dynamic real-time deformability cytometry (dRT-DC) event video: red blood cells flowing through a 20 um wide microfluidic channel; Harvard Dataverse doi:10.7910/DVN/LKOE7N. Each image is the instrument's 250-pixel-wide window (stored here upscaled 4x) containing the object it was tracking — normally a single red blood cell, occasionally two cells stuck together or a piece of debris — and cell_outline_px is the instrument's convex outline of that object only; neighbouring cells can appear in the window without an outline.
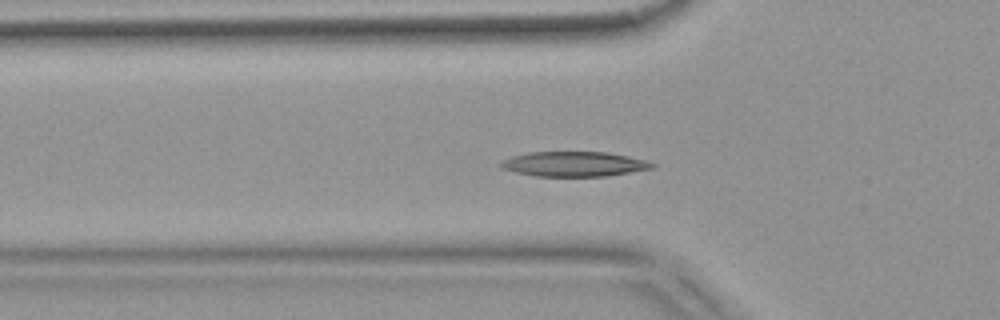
{"species": "common noctule bat (a hibernating species)", "species_latin": "Nyctalus noctula", "temperature_condition": "warm", "stored_images_in_passage": 42, "segment_of_instrument_passage": [1, 2], "camera_frame_rate_fps": 3000, "um_per_image_px": 0.085, "animal": {"sex": "female", "body_mass_g": 18.4}, "frame": {"image": 1, "passage_image": 5, "time_ms": 1.333, "image_size_px": [1000, 320], "cell_outline_px": [[656, 168], [604, 176], [536, 176], [516, 172], [500, 168], [500, 160], [512, 156], [528, 152], [608, 152], [648, 160], [656, 164]], "centroid_in_image_um": [48.81, 13.93], "position_along_channel_um": 77.0, "area_um2": 22.08}}
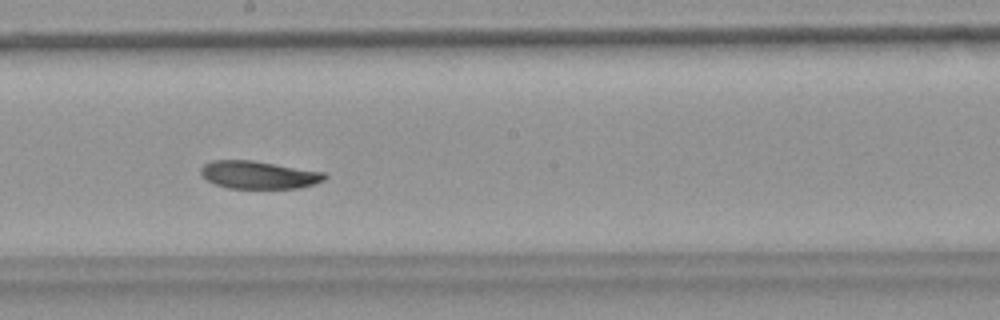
{"frame": {"image": 2, "passage_image": 17, "time_ms": 5.333, "image_size_px": [1000, 320], "cell_outline_px": [[328, 176], [324, 180], [312, 184], [296, 188], [228, 188], [216, 184], [208, 180], [200, 172], [200, 168], [204, 164], [212, 160], [252, 160], [324, 172]], "centroid_in_image_um": [21.97, 14.85], "position_along_channel_um": 226.2, "area_um2": 19.83}}
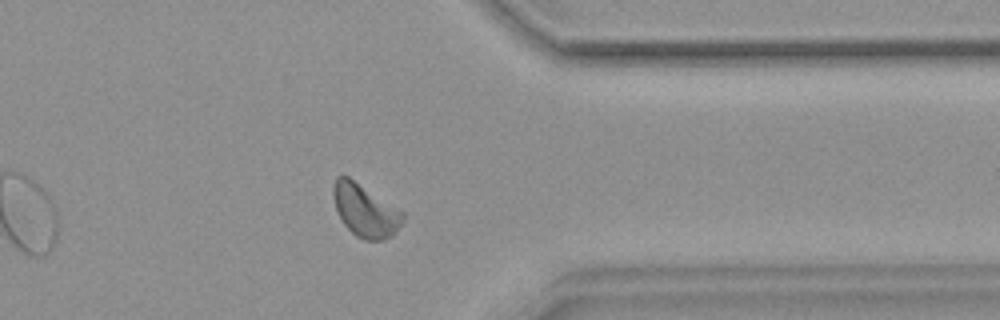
{"frame": {"image": 3, "passage_image": 30, "time_ms": 9.667, "image_size_px": [1000, 320], "cell_outline_px": [[404, 220], [396, 232], [392, 236], [384, 240], [364, 240], [356, 236], [344, 224], [336, 208], [332, 196], [332, 188], [336, 176], [348, 176], [404, 212]], "centroid_in_image_um": [31.04, 17.9], "position_along_channel_um": 380.4, "area_um2": 21.27}}